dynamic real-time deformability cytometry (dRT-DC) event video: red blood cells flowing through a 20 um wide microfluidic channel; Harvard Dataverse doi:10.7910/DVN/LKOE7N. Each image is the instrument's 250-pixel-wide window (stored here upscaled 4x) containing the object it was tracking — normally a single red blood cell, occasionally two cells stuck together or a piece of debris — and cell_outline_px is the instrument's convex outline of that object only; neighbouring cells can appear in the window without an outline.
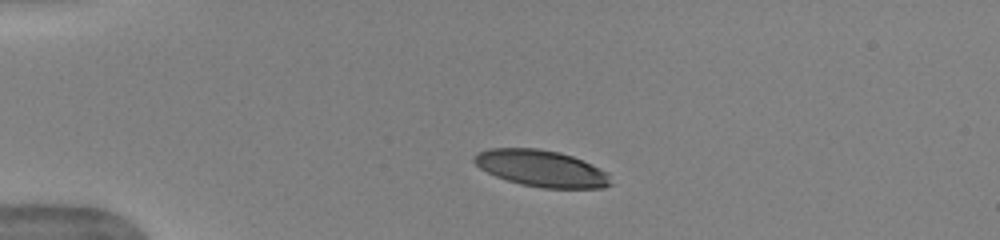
{"species": "human", "species_latin": "Homo sapiens", "temperature_condition": "warm", "stored_images_in_passage": 37, "camera_frame_rate_fps": 3000, "um_per_image_px": 0.085, "donor": {"sex": "female"}, "frame": {"image": 1, "passage_image": 1, "time_ms": 0.0, "image_size_px": [1000, 240], "cell_outline_px": [[612, 184], [604, 188], [544, 188], [520, 184], [496, 176], [480, 168], [472, 160], [472, 156], [476, 152], [488, 148], [536, 148], [560, 152], [572, 156], [592, 164], [608, 172]], "centroid_in_image_um": [46.01, 14.31], "position_along_channel_um": 39.0, "area_um2": 29.25}}
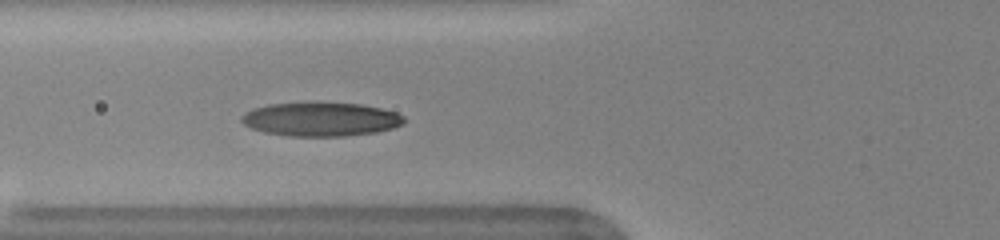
{"frame": {"image": 2, "passage_image": 9, "time_ms": 2.667, "image_size_px": [1000, 240], "cell_outline_px": [[408, 120], [404, 124], [392, 128], [376, 132], [344, 136], [288, 136], [264, 132], [252, 128], [244, 124], [240, 120], [240, 116], [244, 112], [252, 108], [268, 104], [360, 104], [380, 108], [396, 112], [404, 116]], "centroid_in_image_um": [27.27, 10.16], "position_along_channel_um": 98.5, "area_um2": 31.73}}
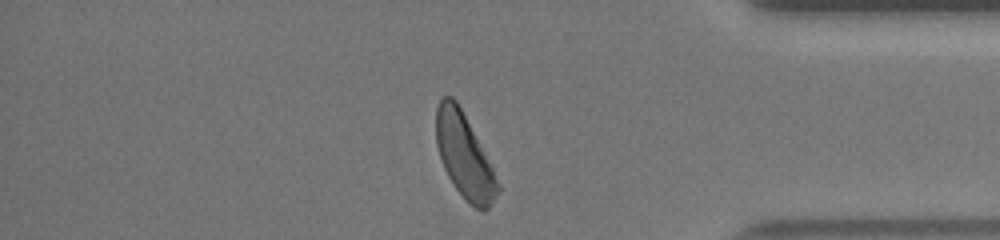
{"frame": {"image": 3, "passage_image": 33, "time_ms": 10.667, "image_size_px": [1000, 240], "cell_outline_px": [[500, 188], [492, 204], [484, 212], [476, 208], [456, 188], [448, 176], [444, 168], [436, 144], [436, 108], [440, 100], [444, 96], [452, 96], [456, 100], [492, 168]], "centroid_in_image_um": [39.45, 13.25], "position_along_channel_um": 395.8, "area_um2": 29.25}, "authors_computed_cell_mechanics": {"area_um2": 31.2698, "velocity_mm_per_s": 3.9404, "shape_relaxation_time_tau1_ms": 4.4532, "shape_relaxation_time_tau2_ms": 1.2889, "deformation_change_tau1": 0.1955, "deformation_change_tau2": 0.07}}